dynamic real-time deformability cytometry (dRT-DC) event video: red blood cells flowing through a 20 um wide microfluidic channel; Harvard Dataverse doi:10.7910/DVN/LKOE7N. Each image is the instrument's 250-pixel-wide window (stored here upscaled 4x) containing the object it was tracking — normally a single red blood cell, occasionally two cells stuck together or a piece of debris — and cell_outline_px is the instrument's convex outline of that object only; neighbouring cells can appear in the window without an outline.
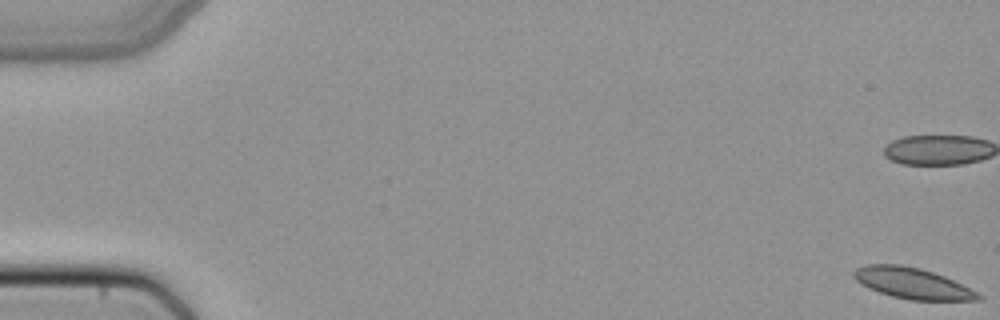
{"species": "common noctule bat (a hibernating species)", "species_latin": "Nyctalus noctula", "temperature_condition": "cold", "stored_images_in_passage": 16, "camera_frame_rate_fps": 3000, "um_per_image_px": 0.085, "animal": {"sex": "female", "body_mass_g": 22.7, "forearm_length_mm": 54.2}, "frame": {"image": 1, "passage_image": 1, "time_ms": 0.0, "image_size_px": [1000, 320], "cell_outline_px": [[984, 296], [980, 300], [908, 300], [892, 296], [868, 288], [860, 284], [852, 276], [852, 272], [856, 268], [864, 264], [900, 264], [920, 268], [944, 276]], "centroid_in_image_um": [77.49, 24.07], "position_along_channel_um": 7.5, "area_um2": 22.37}}